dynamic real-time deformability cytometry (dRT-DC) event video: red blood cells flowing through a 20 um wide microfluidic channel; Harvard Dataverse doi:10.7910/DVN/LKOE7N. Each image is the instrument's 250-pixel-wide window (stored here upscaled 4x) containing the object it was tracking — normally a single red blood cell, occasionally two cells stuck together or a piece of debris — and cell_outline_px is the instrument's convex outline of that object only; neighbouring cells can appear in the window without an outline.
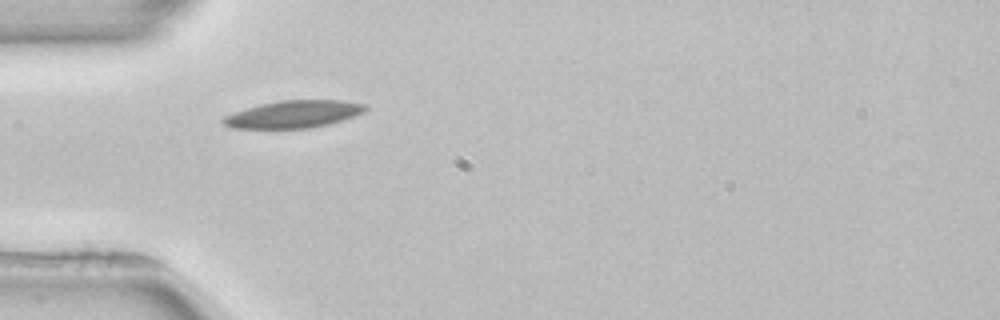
{"species": "common noctule bat (a hibernating species)", "species_latin": "Nyctalus noctula", "temperature_condition": "room temperature", "stored_images_in_passage": 3, "camera_frame_rate_fps": 3000, "um_per_image_px": 0.085, "animal": {"sex": "female", "body_mass_g": 22.7, "forearm_length_mm": 54.2}, "frame": {"image": 1, "passage_image": 2, "time_ms": 1.667, "image_size_px": [1000, 320], "cell_outline_px": [[368, 108], [364, 112], [356, 116], [344, 120], [328, 124], [308, 128], [232, 128], [224, 124], [220, 120], [224, 116], [260, 104], [280, 100], [340, 100], [368, 104]], "centroid_in_image_um": [25.01, 9.7], "position_along_channel_um": 60.0, "area_um2": 22.66}}